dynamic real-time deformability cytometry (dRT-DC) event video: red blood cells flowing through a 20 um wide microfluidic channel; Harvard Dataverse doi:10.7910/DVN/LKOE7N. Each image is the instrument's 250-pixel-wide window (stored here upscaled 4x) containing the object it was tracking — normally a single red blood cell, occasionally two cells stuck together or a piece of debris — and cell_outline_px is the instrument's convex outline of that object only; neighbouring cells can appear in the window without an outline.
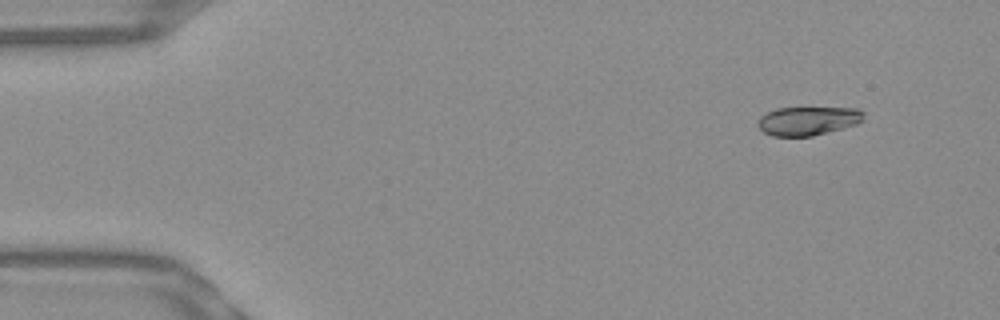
{"species": "Egyptian fruit bat (a non-hibernating species)", "species_latin": "Rousettus aegyptiacus", "temperature_condition": "warm", "stored_images_in_passage": 50, "camera_frame_rate_fps": 3000, "um_per_image_px": 0.085, "frame": {"image": 1, "passage_image": 2, "time_ms": 0.333, "image_size_px": [1000, 320], "cell_outline_px": [[864, 120], [856, 124], [812, 136], [772, 136], [764, 132], [760, 128], [760, 116], [776, 108], [856, 108], [864, 112]], "centroid_in_image_um": [68.7, 10.27], "position_along_channel_um": 16.3, "area_um2": 17.46}}
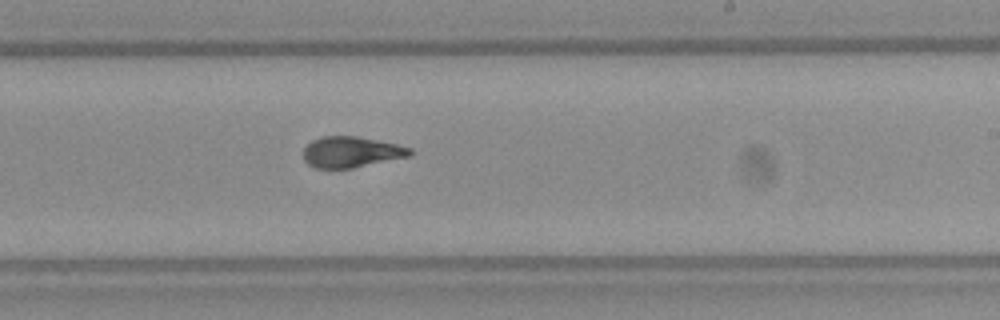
{"frame": {"image": 2, "passage_image": 29, "time_ms": 9.333, "image_size_px": [1000, 320], "cell_outline_px": [[412, 156], [352, 168], [316, 168], [308, 164], [304, 160], [304, 148], [312, 140], [324, 136], [356, 136], [396, 144], [412, 148]], "centroid_in_image_um": [29.87, 12.92], "position_along_channel_um": 259.1, "area_um2": 19.13}}
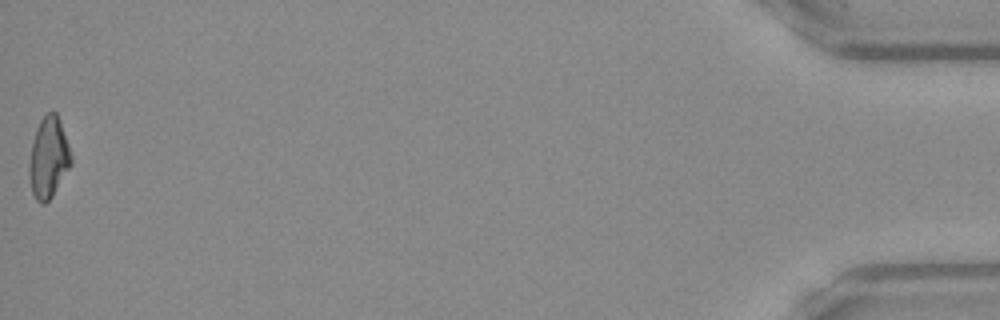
{"frame": {"image": 3, "passage_image": 50, "time_ms": 16.333, "image_size_px": [1000, 320], "cell_outline_px": [[72, 164], [52, 196], [44, 204], [40, 204], [36, 200], [32, 192], [28, 176], [28, 164], [32, 144], [36, 128], [40, 120], [48, 112], [56, 112], [60, 120], [72, 156]], "centroid_in_image_um": [4.12, 13.42], "position_along_channel_um": 431.1, "area_um2": 19.83}, "authors_computed_cell_mechanics": {"area_um2": 19.5364, "velocity_mm_per_s": 3.8497, "shape_relaxation_time_tau1_ms": 7.3266, "shape_relaxation_time_tau2_ms": 0.8695, "deformation_change_tau1": 0.2462, "deformation_change_tau2": 0.0702}}